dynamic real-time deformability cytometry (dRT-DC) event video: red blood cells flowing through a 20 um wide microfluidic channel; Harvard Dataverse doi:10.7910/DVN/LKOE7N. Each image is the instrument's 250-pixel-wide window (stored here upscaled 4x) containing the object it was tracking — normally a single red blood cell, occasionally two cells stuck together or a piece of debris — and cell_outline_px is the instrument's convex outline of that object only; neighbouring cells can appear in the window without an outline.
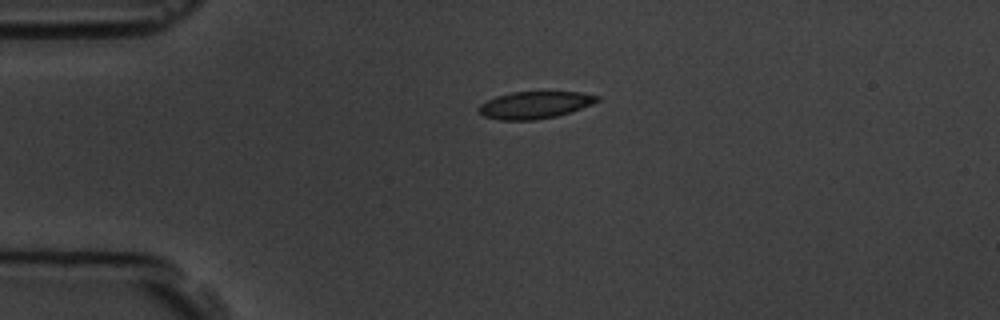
{"species": "common noctule bat (a hibernating species)", "species_latin": "Nyctalus noctula", "temperature_condition": "room temperature", "stored_images_in_passage": 3, "camera_frame_rate_fps": 3000, "um_per_image_px": 0.085, "animal": {"sex": "male", "body_mass_g": 19.5, "forearm_length_mm": 54.6}, "frame": {"image": 1, "passage_image": 3, "time_ms": 2.333, "image_size_px": [1000, 320], "cell_outline_px": [[600, 100], [592, 104], [556, 116], [536, 120], [500, 120], [484, 116], [476, 112], [476, 108], [480, 104], [496, 96], [512, 92], [580, 92], [600, 96]], "centroid_in_image_um": [45.41, 8.92], "position_along_channel_um": 39.6, "area_um2": 18.73}}